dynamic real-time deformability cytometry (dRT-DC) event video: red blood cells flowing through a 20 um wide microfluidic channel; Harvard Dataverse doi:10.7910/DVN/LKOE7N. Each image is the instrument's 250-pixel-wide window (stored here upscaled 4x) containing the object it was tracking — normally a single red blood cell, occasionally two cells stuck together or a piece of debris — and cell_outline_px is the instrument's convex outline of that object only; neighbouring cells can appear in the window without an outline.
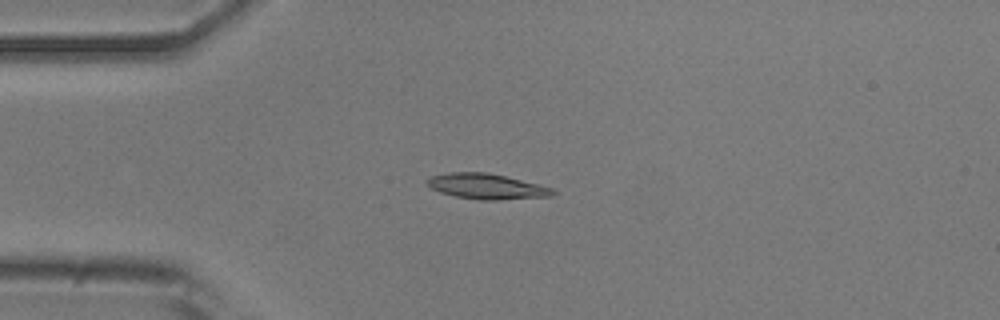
{"species": "common noctule bat (a hibernating species)", "species_latin": "Nyctalus noctula", "temperature_condition": "room temperature", "stored_images_in_passage": 19, "camera_frame_rate_fps": 3000, "um_per_image_px": 0.085, "animal": {"sex": "male", "body_mass_g": 20.5, "forearm_length_mm": 52.5}, "frame": {"image": 1, "passage_image": 13, "time_ms": 4.0, "image_size_px": [1000, 320], "cell_outline_px": [[556, 192], [552, 196], [496, 200], [480, 200], [456, 196], [440, 192], [432, 188], [424, 180], [428, 176], [448, 172], [488, 172], [552, 188]], "centroid_in_image_um": [41.31, 15.84], "position_along_channel_um": 43.7, "area_um2": 18.5}}
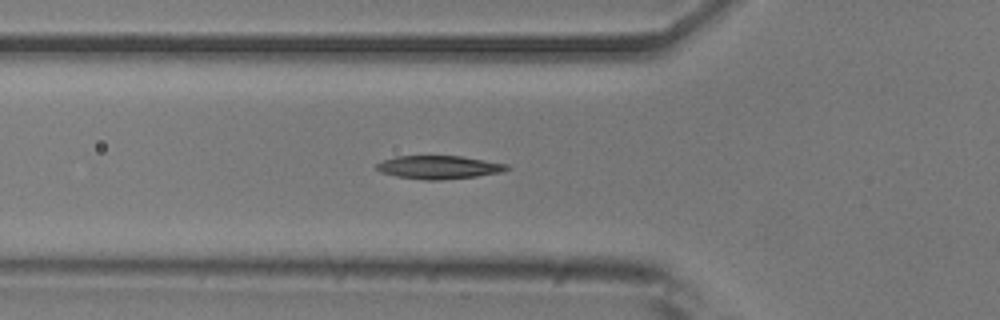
{"frame": {"image": 2, "passage_image": 18, "time_ms": 5.667, "image_size_px": [1000, 320], "cell_outline_px": [[512, 168], [504, 172], [476, 176], [440, 180], [424, 180], [396, 176], [380, 172], [376, 168], [376, 164], [384, 160], [396, 156], [460, 156], [508, 164]], "centroid_in_image_um": [37.33, 14.22], "position_along_channel_um": 88.5, "area_um2": 17.69}}